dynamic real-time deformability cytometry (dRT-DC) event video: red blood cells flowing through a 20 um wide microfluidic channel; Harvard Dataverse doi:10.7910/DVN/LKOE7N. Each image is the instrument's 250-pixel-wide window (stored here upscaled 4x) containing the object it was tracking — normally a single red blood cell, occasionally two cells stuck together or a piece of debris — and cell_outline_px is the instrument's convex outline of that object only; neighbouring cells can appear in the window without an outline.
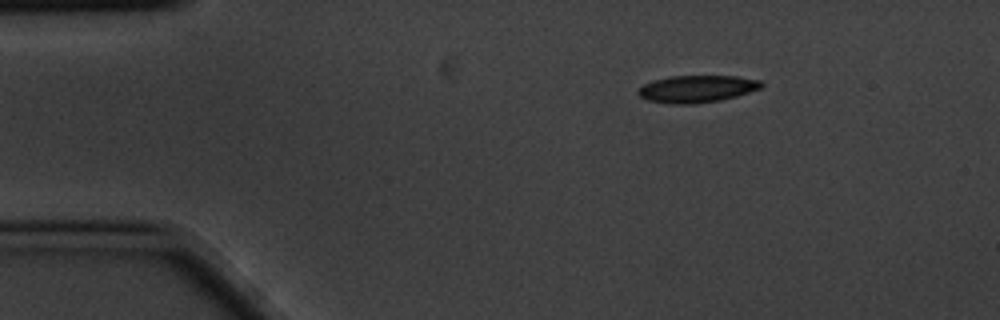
{"species": "common noctule bat (a hibernating species)", "species_latin": "Nyctalus noctula", "temperature_condition": "cold", "stored_images_in_passage": 2, "camera_frame_rate_fps": 3000, "um_per_image_px": 0.085, "animal": {"sex": "male", "body_mass_g": 20.1, "forearm_length_mm": 53.5}, "frame": {"image": 1, "passage_image": 1, "time_ms": 0.0, "image_size_px": [1000, 320], "cell_outline_px": [[764, 84], [760, 88], [736, 96], [720, 100], [692, 104], [672, 104], [648, 100], [640, 96], [636, 92], [644, 84], [652, 80], [668, 76], [736, 76], [760, 80]], "centroid_in_image_um": [59.21, 7.55], "position_along_channel_um": 25.8, "area_um2": 19.42}}